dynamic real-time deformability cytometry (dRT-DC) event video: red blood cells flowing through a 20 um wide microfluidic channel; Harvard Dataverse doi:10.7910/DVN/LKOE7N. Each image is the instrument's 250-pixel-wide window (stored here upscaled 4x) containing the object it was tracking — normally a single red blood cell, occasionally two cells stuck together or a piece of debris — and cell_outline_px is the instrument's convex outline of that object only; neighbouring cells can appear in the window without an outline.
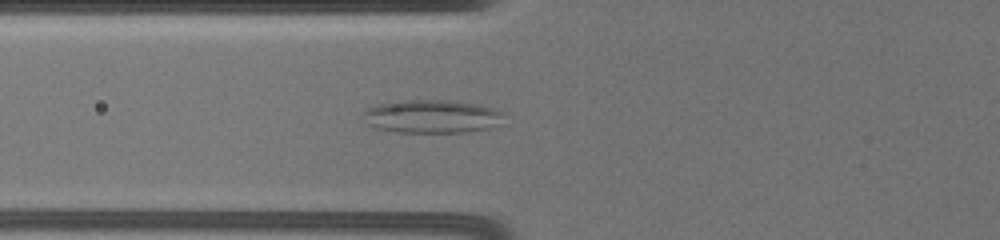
{"species": "common noctule bat (a hibernating species)", "species_latin": "Nyctalus noctula", "temperature_condition": "warm", "stored_images_in_passage": 5, "camera_frame_rate_fps": 3000, "um_per_image_px": 0.085, "animal": {"sex": "female", "body_mass_g": 19.5, "forearm_length_mm": 54.1}, "frame": {"image": 1, "passage_image": 2, "time_ms": 1.0, "image_size_px": [1000, 240], "cell_outline_px": [[504, 112], [488, 128], [468, 132], [396, 132], [376, 128], [368, 124], [364, 112], [364, 108], [380, 104], [400, 100], [448, 100], [480, 104], [496, 108]], "centroid_in_image_um": [36.66, 9.88], "position_along_channel_um": 89.1, "area_um2": 26.93}}
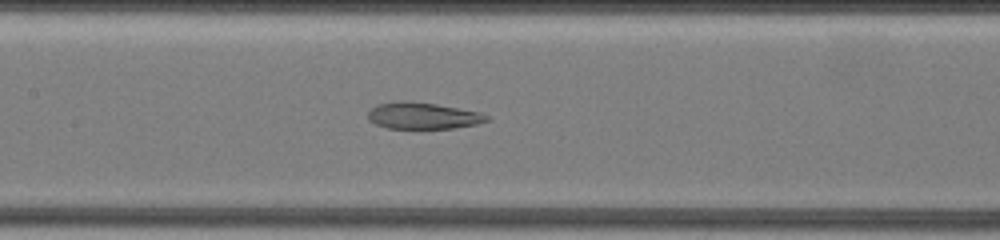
{"frame": {"image": 2, "passage_image": 5, "time_ms": 3.333, "image_size_px": [1000, 240], "cell_outline_px": [[492, 120], [476, 124], [452, 128], [388, 128], [376, 124], [368, 120], [368, 112], [376, 104], [400, 100], [404, 100], [436, 104], [480, 112], [488, 116]], "centroid_in_image_um": [35.94, 9.83], "position_along_channel_um": 171.5, "area_um2": 18.38}}